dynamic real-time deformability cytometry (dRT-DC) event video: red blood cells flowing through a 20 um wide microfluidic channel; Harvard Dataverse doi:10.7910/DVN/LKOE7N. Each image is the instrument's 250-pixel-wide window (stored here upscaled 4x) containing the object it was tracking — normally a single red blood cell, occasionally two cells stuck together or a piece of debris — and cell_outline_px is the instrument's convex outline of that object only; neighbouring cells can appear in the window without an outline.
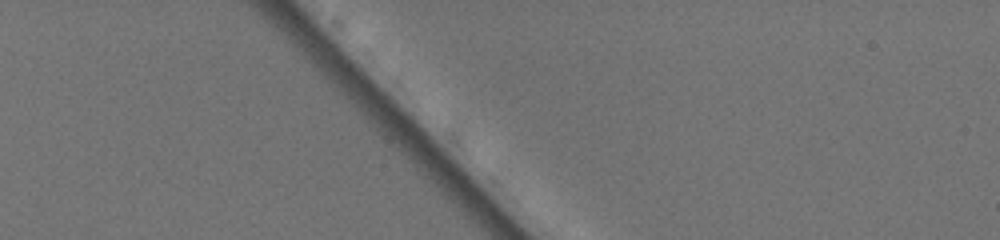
{"species": "common noctule bat (a hibernating species)", "species_latin": "Nyctalus noctula", "temperature_condition": "warm", "stored_images_in_passage": 2, "camera_frame_rate_fps": 3000, "um_per_image_px": 0.085, "animal": {"sex": "female", "body_mass_g": 19.5, "forearm_length_mm": 54.1}, "frame": {"image": 1, "passage_image": 2, "time_ms": 0.333, "image_size_px": [1000, 240], "cell_outline_px": [[508, 96], [500, 120], [492, 124], [484, 124], [472, 112], [468, 104], [468, 76], [472, 76], [500, 84]], "centroid_in_image_um": [41.33, 8.47], "position_along_channel_um": 43.7, "area_um2": 10.23}}